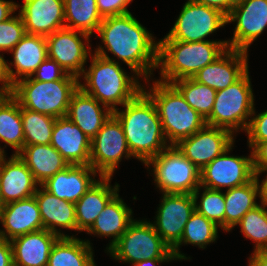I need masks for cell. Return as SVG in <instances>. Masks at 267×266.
<instances>
[{"label": "cell", "instance_id": "obj_1", "mask_svg": "<svg viewBox=\"0 0 267 266\" xmlns=\"http://www.w3.org/2000/svg\"><path fill=\"white\" fill-rule=\"evenodd\" d=\"M97 32L114 56L124 61L137 76L148 79L158 68L159 43L131 13L103 18Z\"/></svg>", "mask_w": 267, "mask_h": 266}, {"label": "cell", "instance_id": "obj_2", "mask_svg": "<svg viewBox=\"0 0 267 266\" xmlns=\"http://www.w3.org/2000/svg\"><path fill=\"white\" fill-rule=\"evenodd\" d=\"M123 106L125 110L117 108L113 115L121 123L132 156L146 164L170 146H166L156 106L144 89Z\"/></svg>", "mask_w": 267, "mask_h": 266}, {"label": "cell", "instance_id": "obj_3", "mask_svg": "<svg viewBox=\"0 0 267 266\" xmlns=\"http://www.w3.org/2000/svg\"><path fill=\"white\" fill-rule=\"evenodd\" d=\"M83 74L87 83L79 82L78 87L112 112L117 109L116 105H124L143 90L135 78L127 76L118 62L110 59L102 46L95 51L89 70Z\"/></svg>", "mask_w": 267, "mask_h": 266}, {"label": "cell", "instance_id": "obj_4", "mask_svg": "<svg viewBox=\"0 0 267 266\" xmlns=\"http://www.w3.org/2000/svg\"><path fill=\"white\" fill-rule=\"evenodd\" d=\"M158 43L161 82L170 84L179 79L193 77L228 49L227 41H159Z\"/></svg>", "mask_w": 267, "mask_h": 266}, {"label": "cell", "instance_id": "obj_5", "mask_svg": "<svg viewBox=\"0 0 267 266\" xmlns=\"http://www.w3.org/2000/svg\"><path fill=\"white\" fill-rule=\"evenodd\" d=\"M144 91L154 102L162 123L166 139L176 145L181 139L190 137L206 125V120L194 110L181 93L170 83L156 81Z\"/></svg>", "mask_w": 267, "mask_h": 266}, {"label": "cell", "instance_id": "obj_6", "mask_svg": "<svg viewBox=\"0 0 267 266\" xmlns=\"http://www.w3.org/2000/svg\"><path fill=\"white\" fill-rule=\"evenodd\" d=\"M78 85L79 79L70 74L51 82L28 77L16 82L10 94L25 109L59 118L67 115L71 96L79 88Z\"/></svg>", "mask_w": 267, "mask_h": 266}, {"label": "cell", "instance_id": "obj_7", "mask_svg": "<svg viewBox=\"0 0 267 266\" xmlns=\"http://www.w3.org/2000/svg\"><path fill=\"white\" fill-rule=\"evenodd\" d=\"M255 114L254 97L248 70L226 89L217 91L213 109L206 125L229 130L232 134L249 125L248 117Z\"/></svg>", "mask_w": 267, "mask_h": 266}, {"label": "cell", "instance_id": "obj_8", "mask_svg": "<svg viewBox=\"0 0 267 266\" xmlns=\"http://www.w3.org/2000/svg\"><path fill=\"white\" fill-rule=\"evenodd\" d=\"M117 260L137 262L149 259H176L172 249L147 221H132L125 233L108 250Z\"/></svg>", "mask_w": 267, "mask_h": 266}, {"label": "cell", "instance_id": "obj_9", "mask_svg": "<svg viewBox=\"0 0 267 266\" xmlns=\"http://www.w3.org/2000/svg\"><path fill=\"white\" fill-rule=\"evenodd\" d=\"M154 167V181L164 193L193 194L200 187L201 171L175 145H170L146 166Z\"/></svg>", "mask_w": 267, "mask_h": 266}, {"label": "cell", "instance_id": "obj_10", "mask_svg": "<svg viewBox=\"0 0 267 266\" xmlns=\"http://www.w3.org/2000/svg\"><path fill=\"white\" fill-rule=\"evenodd\" d=\"M227 24L220 10L188 0L173 28L161 41L202 42L204 38Z\"/></svg>", "mask_w": 267, "mask_h": 266}, {"label": "cell", "instance_id": "obj_11", "mask_svg": "<svg viewBox=\"0 0 267 266\" xmlns=\"http://www.w3.org/2000/svg\"><path fill=\"white\" fill-rule=\"evenodd\" d=\"M124 153L125 158L132 156L121 123L112 114L91 140L90 166L100 177H112Z\"/></svg>", "mask_w": 267, "mask_h": 266}, {"label": "cell", "instance_id": "obj_12", "mask_svg": "<svg viewBox=\"0 0 267 266\" xmlns=\"http://www.w3.org/2000/svg\"><path fill=\"white\" fill-rule=\"evenodd\" d=\"M231 149L232 145L201 170V187L219 191L223 187L231 189L242 186L255 177L252 153L247 158L227 156Z\"/></svg>", "mask_w": 267, "mask_h": 266}, {"label": "cell", "instance_id": "obj_13", "mask_svg": "<svg viewBox=\"0 0 267 266\" xmlns=\"http://www.w3.org/2000/svg\"><path fill=\"white\" fill-rule=\"evenodd\" d=\"M195 211L193 194L164 193L158 208L156 233L173 249L181 240L186 223Z\"/></svg>", "mask_w": 267, "mask_h": 266}, {"label": "cell", "instance_id": "obj_14", "mask_svg": "<svg viewBox=\"0 0 267 266\" xmlns=\"http://www.w3.org/2000/svg\"><path fill=\"white\" fill-rule=\"evenodd\" d=\"M233 134L226 129L205 125L175 146L200 171L233 145Z\"/></svg>", "mask_w": 267, "mask_h": 266}, {"label": "cell", "instance_id": "obj_15", "mask_svg": "<svg viewBox=\"0 0 267 266\" xmlns=\"http://www.w3.org/2000/svg\"><path fill=\"white\" fill-rule=\"evenodd\" d=\"M237 21L228 48L247 52L250 44L267 26V0H243L227 15V23Z\"/></svg>", "mask_w": 267, "mask_h": 266}, {"label": "cell", "instance_id": "obj_16", "mask_svg": "<svg viewBox=\"0 0 267 266\" xmlns=\"http://www.w3.org/2000/svg\"><path fill=\"white\" fill-rule=\"evenodd\" d=\"M78 34L89 41L90 35L63 28L46 36V43L48 57L59 64L65 72L79 79L80 74L85 71L84 64L88 58V52Z\"/></svg>", "mask_w": 267, "mask_h": 266}, {"label": "cell", "instance_id": "obj_17", "mask_svg": "<svg viewBox=\"0 0 267 266\" xmlns=\"http://www.w3.org/2000/svg\"><path fill=\"white\" fill-rule=\"evenodd\" d=\"M247 57L245 51L228 48L214 62L200 69L193 78L216 91L226 89L248 70Z\"/></svg>", "mask_w": 267, "mask_h": 266}, {"label": "cell", "instance_id": "obj_18", "mask_svg": "<svg viewBox=\"0 0 267 266\" xmlns=\"http://www.w3.org/2000/svg\"><path fill=\"white\" fill-rule=\"evenodd\" d=\"M27 34L48 36L65 28L63 0H29L19 12Z\"/></svg>", "mask_w": 267, "mask_h": 266}, {"label": "cell", "instance_id": "obj_19", "mask_svg": "<svg viewBox=\"0 0 267 266\" xmlns=\"http://www.w3.org/2000/svg\"><path fill=\"white\" fill-rule=\"evenodd\" d=\"M50 144L69 165H90L91 140L67 116L56 118Z\"/></svg>", "mask_w": 267, "mask_h": 266}, {"label": "cell", "instance_id": "obj_20", "mask_svg": "<svg viewBox=\"0 0 267 266\" xmlns=\"http://www.w3.org/2000/svg\"><path fill=\"white\" fill-rule=\"evenodd\" d=\"M0 221L5 229V232L0 230V237L8 241L43 229L42 218L34 196L5 204L0 211Z\"/></svg>", "mask_w": 267, "mask_h": 266}, {"label": "cell", "instance_id": "obj_21", "mask_svg": "<svg viewBox=\"0 0 267 266\" xmlns=\"http://www.w3.org/2000/svg\"><path fill=\"white\" fill-rule=\"evenodd\" d=\"M37 185L30 169L18 155L0 161V195L4 205L34 196Z\"/></svg>", "mask_w": 267, "mask_h": 266}, {"label": "cell", "instance_id": "obj_22", "mask_svg": "<svg viewBox=\"0 0 267 266\" xmlns=\"http://www.w3.org/2000/svg\"><path fill=\"white\" fill-rule=\"evenodd\" d=\"M90 165H69L44 182L41 187L59 199L76 203L96 182L90 175H96Z\"/></svg>", "mask_w": 267, "mask_h": 266}, {"label": "cell", "instance_id": "obj_23", "mask_svg": "<svg viewBox=\"0 0 267 266\" xmlns=\"http://www.w3.org/2000/svg\"><path fill=\"white\" fill-rule=\"evenodd\" d=\"M60 236L42 229L11 240L14 266H47L53 244Z\"/></svg>", "mask_w": 267, "mask_h": 266}, {"label": "cell", "instance_id": "obj_24", "mask_svg": "<svg viewBox=\"0 0 267 266\" xmlns=\"http://www.w3.org/2000/svg\"><path fill=\"white\" fill-rule=\"evenodd\" d=\"M11 52L13 53V65L16 71L14 72L7 63V73L9 84L12 87L19 80L32 77L42 62L48 57L46 37L26 34ZM22 76L23 78H21Z\"/></svg>", "mask_w": 267, "mask_h": 266}, {"label": "cell", "instance_id": "obj_25", "mask_svg": "<svg viewBox=\"0 0 267 266\" xmlns=\"http://www.w3.org/2000/svg\"><path fill=\"white\" fill-rule=\"evenodd\" d=\"M112 114L106 106L102 110L94 97L78 88L71 96L66 116L92 140Z\"/></svg>", "mask_w": 267, "mask_h": 266}, {"label": "cell", "instance_id": "obj_26", "mask_svg": "<svg viewBox=\"0 0 267 266\" xmlns=\"http://www.w3.org/2000/svg\"><path fill=\"white\" fill-rule=\"evenodd\" d=\"M75 203L76 230L88 231L108 202L117 194L119 185L111 188V177H102Z\"/></svg>", "mask_w": 267, "mask_h": 266}, {"label": "cell", "instance_id": "obj_27", "mask_svg": "<svg viewBox=\"0 0 267 266\" xmlns=\"http://www.w3.org/2000/svg\"><path fill=\"white\" fill-rule=\"evenodd\" d=\"M40 215L43 229L53 232L60 237H68L57 231L56 226L76 230L75 204L52 195L44 188L34 195Z\"/></svg>", "mask_w": 267, "mask_h": 266}, {"label": "cell", "instance_id": "obj_28", "mask_svg": "<svg viewBox=\"0 0 267 266\" xmlns=\"http://www.w3.org/2000/svg\"><path fill=\"white\" fill-rule=\"evenodd\" d=\"M17 155L30 169L40 186L57 172L69 166L51 144L26 145Z\"/></svg>", "mask_w": 267, "mask_h": 266}, {"label": "cell", "instance_id": "obj_29", "mask_svg": "<svg viewBox=\"0 0 267 266\" xmlns=\"http://www.w3.org/2000/svg\"><path fill=\"white\" fill-rule=\"evenodd\" d=\"M132 210L124 204L117 193L104 207L87 233L101 236H112L108 250L125 233L132 220Z\"/></svg>", "mask_w": 267, "mask_h": 266}, {"label": "cell", "instance_id": "obj_30", "mask_svg": "<svg viewBox=\"0 0 267 266\" xmlns=\"http://www.w3.org/2000/svg\"><path fill=\"white\" fill-rule=\"evenodd\" d=\"M89 241L59 237L53 244L47 266H96Z\"/></svg>", "mask_w": 267, "mask_h": 266}, {"label": "cell", "instance_id": "obj_31", "mask_svg": "<svg viewBox=\"0 0 267 266\" xmlns=\"http://www.w3.org/2000/svg\"><path fill=\"white\" fill-rule=\"evenodd\" d=\"M260 196L259 180L254 177L250 182L227 189L225 197V231L231 230L251 209L258 206L255 199Z\"/></svg>", "mask_w": 267, "mask_h": 266}, {"label": "cell", "instance_id": "obj_32", "mask_svg": "<svg viewBox=\"0 0 267 266\" xmlns=\"http://www.w3.org/2000/svg\"><path fill=\"white\" fill-rule=\"evenodd\" d=\"M0 139L15 148V155L24 147L21 106L10 93H0Z\"/></svg>", "mask_w": 267, "mask_h": 266}, {"label": "cell", "instance_id": "obj_33", "mask_svg": "<svg viewBox=\"0 0 267 266\" xmlns=\"http://www.w3.org/2000/svg\"><path fill=\"white\" fill-rule=\"evenodd\" d=\"M65 28L92 35L103 21L96 0H63Z\"/></svg>", "mask_w": 267, "mask_h": 266}, {"label": "cell", "instance_id": "obj_34", "mask_svg": "<svg viewBox=\"0 0 267 266\" xmlns=\"http://www.w3.org/2000/svg\"><path fill=\"white\" fill-rule=\"evenodd\" d=\"M186 102L207 120L213 109L217 91L197 82L193 77L183 78L171 83Z\"/></svg>", "mask_w": 267, "mask_h": 266}, {"label": "cell", "instance_id": "obj_35", "mask_svg": "<svg viewBox=\"0 0 267 266\" xmlns=\"http://www.w3.org/2000/svg\"><path fill=\"white\" fill-rule=\"evenodd\" d=\"M217 229L218 226L214 222L195 210L186 223L180 242L172 249L175 258L186 259L178 250L182 243L198 245L203 249L204 245L214 242L217 238Z\"/></svg>", "mask_w": 267, "mask_h": 266}, {"label": "cell", "instance_id": "obj_36", "mask_svg": "<svg viewBox=\"0 0 267 266\" xmlns=\"http://www.w3.org/2000/svg\"><path fill=\"white\" fill-rule=\"evenodd\" d=\"M24 146L51 143L56 118L21 107Z\"/></svg>", "mask_w": 267, "mask_h": 266}, {"label": "cell", "instance_id": "obj_37", "mask_svg": "<svg viewBox=\"0 0 267 266\" xmlns=\"http://www.w3.org/2000/svg\"><path fill=\"white\" fill-rule=\"evenodd\" d=\"M263 206V207H262ZM267 204L262 202L255 208L249 210L237 223L241 226V232L245 238L255 241L254 252L267 251Z\"/></svg>", "mask_w": 267, "mask_h": 266}, {"label": "cell", "instance_id": "obj_38", "mask_svg": "<svg viewBox=\"0 0 267 266\" xmlns=\"http://www.w3.org/2000/svg\"><path fill=\"white\" fill-rule=\"evenodd\" d=\"M198 187L194 192L193 196L195 199V210L204 215L207 219L214 222L217 226L222 227L225 230V197L224 194L219 190H211L204 188L202 193L201 202L197 204L199 195Z\"/></svg>", "mask_w": 267, "mask_h": 266}, {"label": "cell", "instance_id": "obj_39", "mask_svg": "<svg viewBox=\"0 0 267 266\" xmlns=\"http://www.w3.org/2000/svg\"><path fill=\"white\" fill-rule=\"evenodd\" d=\"M26 34L20 14L0 22V51H11Z\"/></svg>", "mask_w": 267, "mask_h": 266}, {"label": "cell", "instance_id": "obj_40", "mask_svg": "<svg viewBox=\"0 0 267 266\" xmlns=\"http://www.w3.org/2000/svg\"><path fill=\"white\" fill-rule=\"evenodd\" d=\"M246 132L248 133L249 147L251 148L257 143L267 140V111L252 118L249 121Z\"/></svg>", "mask_w": 267, "mask_h": 266}, {"label": "cell", "instance_id": "obj_41", "mask_svg": "<svg viewBox=\"0 0 267 266\" xmlns=\"http://www.w3.org/2000/svg\"><path fill=\"white\" fill-rule=\"evenodd\" d=\"M33 79L42 82H51L63 79L68 73L65 72L59 64L53 59L47 57L38 69L34 72Z\"/></svg>", "mask_w": 267, "mask_h": 266}, {"label": "cell", "instance_id": "obj_42", "mask_svg": "<svg viewBox=\"0 0 267 266\" xmlns=\"http://www.w3.org/2000/svg\"><path fill=\"white\" fill-rule=\"evenodd\" d=\"M132 0H96L100 15L105 17L130 13L127 5Z\"/></svg>", "mask_w": 267, "mask_h": 266}, {"label": "cell", "instance_id": "obj_43", "mask_svg": "<svg viewBox=\"0 0 267 266\" xmlns=\"http://www.w3.org/2000/svg\"><path fill=\"white\" fill-rule=\"evenodd\" d=\"M252 149L253 169L267 168V140L257 143Z\"/></svg>", "mask_w": 267, "mask_h": 266}, {"label": "cell", "instance_id": "obj_44", "mask_svg": "<svg viewBox=\"0 0 267 266\" xmlns=\"http://www.w3.org/2000/svg\"><path fill=\"white\" fill-rule=\"evenodd\" d=\"M0 266H14L11 242L0 237Z\"/></svg>", "mask_w": 267, "mask_h": 266}, {"label": "cell", "instance_id": "obj_45", "mask_svg": "<svg viewBox=\"0 0 267 266\" xmlns=\"http://www.w3.org/2000/svg\"><path fill=\"white\" fill-rule=\"evenodd\" d=\"M197 3L204 4L206 6L214 7L225 15H228L231 12V9L235 5L233 0H193Z\"/></svg>", "mask_w": 267, "mask_h": 266}, {"label": "cell", "instance_id": "obj_46", "mask_svg": "<svg viewBox=\"0 0 267 266\" xmlns=\"http://www.w3.org/2000/svg\"><path fill=\"white\" fill-rule=\"evenodd\" d=\"M0 82L3 83L0 88V93H10L12 87L9 84V76L7 73V62L0 55Z\"/></svg>", "mask_w": 267, "mask_h": 266}, {"label": "cell", "instance_id": "obj_47", "mask_svg": "<svg viewBox=\"0 0 267 266\" xmlns=\"http://www.w3.org/2000/svg\"><path fill=\"white\" fill-rule=\"evenodd\" d=\"M18 5L11 1L0 0V22L8 20L12 17V13L18 9Z\"/></svg>", "mask_w": 267, "mask_h": 266}, {"label": "cell", "instance_id": "obj_48", "mask_svg": "<svg viewBox=\"0 0 267 266\" xmlns=\"http://www.w3.org/2000/svg\"><path fill=\"white\" fill-rule=\"evenodd\" d=\"M249 261V266H267V251L254 252Z\"/></svg>", "mask_w": 267, "mask_h": 266}, {"label": "cell", "instance_id": "obj_49", "mask_svg": "<svg viewBox=\"0 0 267 266\" xmlns=\"http://www.w3.org/2000/svg\"><path fill=\"white\" fill-rule=\"evenodd\" d=\"M267 171V168L261 169V170H254L255 176L258 177L261 172ZM260 188V198L261 202H265L267 204V178L262 181V184L259 185Z\"/></svg>", "mask_w": 267, "mask_h": 266}, {"label": "cell", "instance_id": "obj_50", "mask_svg": "<svg viewBox=\"0 0 267 266\" xmlns=\"http://www.w3.org/2000/svg\"><path fill=\"white\" fill-rule=\"evenodd\" d=\"M170 260H173V259H149V260H142V261L137 262L133 266H157V264H159L161 262L170 261Z\"/></svg>", "mask_w": 267, "mask_h": 266}, {"label": "cell", "instance_id": "obj_51", "mask_svg": "<svg viewBox=\"0 0 267 266\" xmlns=\"http://www.w3.org/2000/svg\"><path fill=\"white\" fill-rule=\"evenodd\" d=\"M4 150L0 147V161L5 157Z\"/></svg>", "mask_w": 267, "mask_h": 266}, {"label": "cell", "instance_id": "obj_52", "mask_svg": "<svg viewBox=\"0 0 267 266\" xmlns=\"http://www.w3.org/2000/svg\"><path fill=\"white\" fill-rule=\"evenodd\" d=\"M3 207H4V203H3L1 195H0V211L2 210Z\"/></svg>", "mask_w": 267, "mask_h": 266}, {"label": "cell", "instance_id": "obj_53", "mask_svg": "<svg viewBox=\"0 0 267 266\" xmlns=\"http://www.w3.org/2000/svg\"><path fill=\"white\" fill-rule=\"evenodd\" d=\"M240 1H243V0H233V2L236 4V3H238V2H240Z\"/></svg>", "mask_w": 267, "mask_h": 266}]
</instances>
